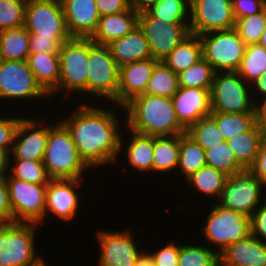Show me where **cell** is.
I'll use <instances>...</instances> for the list:
<instances>
[{
	"label": "cell",
	"instance_id": "cell-1",
	"mask_svg": "<svg viewBox=\"0 0 266 266\" xmlns=\"http://www.w3.org/2000/svg\"><path fill=\"white\" fill-rule=\"evenodd\" d=\"M74 104L76 106L74 109L72 108V113L70 111L67 117L59 116V120L70 131L80 157L93 172L98 168L100 170L102 166L103 169H108L107 166L117 164L121 130H124L123 126H126L124 125L123 107L116 106L117 108H115L113 106L112 110L109 104L110 107L107 109V103L104 104V102L102 104L106 105L104 108L99 102H97L98 105L86 101ZM117 110L122 113L116 112Z\"/></svg>",
	"mask_w": 266,
	"mask_h": 266
},
{
	"label": "cell",
	"instance_id": "cell-2",
	"mask_svg": "<svg viewBox=\"0 0 266 266\" xmlns=\"http://www.w3.org/2000/svg\"><path fill=\"white\" fill-rule=\"evenodd\" d=\"M123 109L125 125L134 132L150 136L186 133L178 120L171 98L145 93L133 97Z\"/></svg>",
	"mask_w": 266,
	"mask_h": 266
},
{
	"label": "cell",
	"instance_id": "cell-3",
	"mask_svg": "<svg viewBox=\"0 0 266 266\" xmlns=\"http://www.w3.org/2000/svg\"><path fill=\"white\" fill-rule=\"evenodd\" d=\"M50 121L49 137L42 160L50 178L85 179L87 175L90 177L87 173L91 168L80 157L70 131L59 119L55 123Z\"/></svg>",
	"mask_w": 266,
	"mask_h": 266
},
{
	"label": "cell",
	"instance_id": "cell-4",
	"mask_svg": "<svg viewBox=\"0 0 266 266\" xmlns=\"http://www.w3.org/2000/svg\"><path fill=\"white\" fill-rule=\"evenodd\" d=\"M87 69L88 97L85 98L87 103L88 100L89 103L90 100L94 102V99L99 97L100 99H96V102L97 100L100 101V104L103 101L107 104L110 102V104L117 106L119 66L106 45L95 44L90 38ZM102 98L103 100H101Z\"/></svg>",
	"mask_w": 266,
	"mask_h": 266
},
{
	"label": "cell",
	"instance_id": "cell-5",
	"mask_svg": "<svg viewBox=\"0 0 266 266\" xmlns=\"http://www.w3.org/2000/svg\"><path fill=\"white\" fill-rule=\"evenodd\" d=\"M58 55L60 60L59 97L62 94L65 95H62L65 100L73 98L72 95L76 96V94L79 98L81 95L87 97L89 38H70L62 45Z\"/></svg>",
	"mask_w": 266,
	"mask_h": 266
},
{
	"label": "cell",
	"instance_id": "cell-6",
	"mask_svg": "<svg viewBox=\"0 0 266 266\" xmlns=\"http://www.w3.org/2000/svg\"><path fill=\"white\" fill-rule=\"evenodd\" d=\"M209 207L211 208L206 213L201 233L207 242L206 246L211 248L213 244V249L218 254L228 245L251 234L250 217L247 215L224 208L217 203Z\"/></svg>",
	"mask_w": 266,
	"mask_h": 266
},
{
	"label": "cell",
	"instance_id": "cell-7",
	"mask_svg": "<svg viewBox=\"0 0 266 266\" xmlns=\"http://www.w3.org/2000/svg\"><path fill=\"white\" fill-rule=\"evenodd\" d=\"M35 223L13 222L0 224V266H30L43 256L36 253Z\"/></svg>",
	"mask_w": 266,
	"mask_h": 266
},
{
	"label": "cell",
	"instance_id": "cell-8",
	"mask_svg": "<svg viewBox=\"0 0 266 266\" xmlns=\"http://www.w3.org/2000/svg\"><path fill=\"white\" fill-rule=\"evenodd\" d=\"M48 99L50 96L36 82L27 60H1L0 62V101L4 104L8 101H17L20 105L22 100L29 106L33 100ZM4 100V101H3ZM21 102V103H20Z\"/></svg>",
	"mask_w": 266,
	"mask_h": 266
},
{
	"label": "cell",
	"instance_id": "cell-9",
	"mask_svg": "<svg viewBox=\"0 0 266 266\" xmlns=\"http://www.w3.org/2000/svg\"><path fill=\"white\" fill-rule=\"evenodd\" d=\"M210 97L211 112H256L251 85L237 72H215Z\"/></svg>",
	"mask_w": 266,
	"mask_h": 266
},
{
	"label": "cell",
	"instance_id": "cell-10",
	"mask_svg": "<svg viewBox=\"0 0 266 266\" xmlns=\"http://www.w3.org/2000/svg\"><path fill=\"white\" fill-rule=\"evenodd\" d=\"M203 58L215 72H236L245 54L246 44L234 28L199 35Z\"/></svg>",
	"mask_w": 266,
	"mask_h": 266
},
{
	"label": "cell",
	"instance_id": "cell-11",
	"mask_svg": "<svg viewBox=\"0 0 266 266\" xmlns=\"http://www.w3.org/2000/svg\"><path fill=\"white\" fill-rule=\"evenodd\" d=\"M14 222L44 225L47 184H34L5 175Z\"/></svg>",
	"mask_w": 266,
	"mask_h": 266
},
{
	"label": "cell",
	"instance_id": "cell-12",
	"mask_svg": "<svg viewBox=\"0 0 266 266\" xmlns=\"http://www.w3.org/2000/svg\"><path fill=\"white\" fill-rule=\"evenodd\" d=\"M24 26L30 38H71L60 0H27Z\"/></svg>",
	"mask_w": 266,
	"mask_h": 266
},
{
	"label": "cell",
	"instance_id": "cell-13",
	"mask_svg": "<svg viewBox=\"0 0 266 266\" xmlns=\"http://www.w3.org/2000/svg\"><path fill=\"white\" fill-rule=\"evenodd\" d=\"M216 203L250 217L262 203V182L249 169L229 175Z\"/></svg>",
	"mask_w": 266,
	"mask_h": 266
},
{
	"label": "cell",
	"instance_id": "cell-14",
	"mask_svg": "<svg viewBox=\"0 0 266 266\" xmlns=\"http://www.w3.org/2000/svg\"><path fill=\"white\" fill-rule=\"evenodd\" d=\"M138 26L143 31L154 60L163 61L190 34L189 22H165L148 11L138 13Z\"/></svg>",
	"mask_w": 266,
	"mask_h": 266
},
{
	"label": "cell",
	"instance_id": "cell-15",
	"mask_svg": "<svg viewBox=\"0 0 266 266\" xmlns=\"http://www.w3.org/2000/svg\"><path fill=\"white\" fill-rule=\"evenodd\" d=\"M96 230L98 266H134L140 254L144 251L136 243L135 234L128 228L121 231L107 230L102 227ZM135 240V241H134ZM139 247V248H138ZM141 249V250H140Z\"/></svg>",
	"mask_w": 266,
	"mask_h": 266
},
{
	"label": "cell",
	"instance_id": "cell-16",
	"mask_svg": "<svg viewBox=\"0 0 266 266\" xmlns=\"http://www.w3.org/2000/svg\"><path fill=\"white\" fill-rule=\"evenodd\" d=\"M86 179H51L46 187V201H45V216L57 218V221H63L64 223L71 222L79 215L80 209H82L83 203H81L83 181ZM82 182V183H81ZM80 189V190H79ZM79 192V193H78ZM81 198H79L80 196ZM81 207V208H80ZM47 215V216H46ZM53 215V216H52ZM59 219V220H58Z\"/></svg>",
	"mask_w": 266,
	"mask_h": 266
},
{
	"label": "cell",
	"instance_id": "cell-17",
	"mask_svg": "<svg viewBox=\"0 0 266 266\" xmlns=\"http://www.w3.org/2000/svg\"><path fill=\"white\" fill-rule=\"evenodd\" d=\"M234 25L232 0H190V33L202 35Z\"/></svg>",
	"mask_w": 266,
	"mask_h": 266
},
{
	"label": "cell",
	"instance_id": "cell-18",
	"mask_svg": "<svg viewBox=\"0 0 266 266\" xmlns=\"http://www.w3.org/2000/svg\"><path fill=\"white\" fill-rule=\"evenodd\" d=\"M37 118L29 115L19 122L7 159L43 160L49 137V122L44 116L43 120Z\"/></svg>",
	"mask_w": 266,
	"mask_h": 266
},
{
	"label": "cell",
	"instance_id": "cell-19",
	"mask_svg": "<svg viewBox=\"0 0 266 266\" xmlns=\"http://www.w3.org/2000/svg\"><path fill=\"white\" fill-rule=\"evenodd\" d=\"M67 31L71 38H91L100 14L95 0H60Z\"/></svg>",
	"mask_w": 266,
	"mask_h": 266
},
{
	"label": "cell",
	"instance_id": "cell-20",
	"mask_svg": "<svg viewBox=\"0 0 266 266\" xmlns=\"http://www.w3.org/2000/svg\"><path fill=\"white\" fill-rule=\"evenodd\" d=\"M171 99L178 120L186 131L199 119L211 114L209 89L179 87Z\"/></svg>",
	"mask_w": 266,
	"mask_h": 266
},
{
	"label": "cell",
	"instance_id": "cell-21",
	"mask_svg": "<svg viewBox=\"0 0 266 266\" xmlns=\"http://www.w3.org/2000/svg\"><path fill=\"white\" fill-rule=\"evenodd\" d=\"M124 129L121 134L118 160L121 161L120 157L122 158L125 154L123 159L127 158L126 163L131 171L133 168V171L135 169L140 174L153 173V136L134 132L126 126Z\"/></svg>",
	"mask_w": 266,
	"mask_h": 266
},
{
	"label": "cell",
	"instance_id": "cell-22",
	"mask_svg": "<svg viewBox=\"0 0 266 266\" xmlns=\"http://www.w3.org/2000/svg\"><path fill=\"white\" fill-rule=\"evenodd\" d=\"M157 62L150 58L119 67L117 106L123 107L133 97L145 94L148 81Z\"/></svg>",
	"mask_w": 266,
	"mask_h": 266
},
{
	"label": "cell",
	"instance_id": "cell-23",
	"mask_svg": "<svg viewBox=\"0 0 266 266\" xmlns=\"http://www.w3.org/2000/svg\"><path fill=\"white\" fill-rule=\"evenodd\" d=\"M219 266H266V243L250 234L219 254Z\"/></svg>",
	"mask_w": 266,
	"mask_h": 266
},
{
	"label": "cell",
	"instance_id": "cell-24",
	"mask_svg": "<svg viewBox=\"0 0 266 266\" xmlns=\"http://www.w3.org/2000/svg\"><path fill=\"white\" fill-rule=\"evenodd\" d=\"M106 46L119 67L127 63L152 58L149 43L138 25L124 37L116 39Z\"/></svg>",
	"mask_w": 266,
	"mask_h": 266
},
{
	"label": "cell",
	"instance_id": "cell-25",
	"mask_svg": "<svg viewBox=\"0 0 266 266\" xmlns=\"http://www.w3.org/2000/svg\"><path fill=\"white\" fill-rule=\"evenodd\" d=\"M59 52L30 53L27 59L36 82L53 100L58 96L60 76ZM54 96V97H53ZM53 97V99H52Z\"/></svg>",
	"mask_w": 266,
	"mask_h": 266
},
{
	"label": "cell",
	"instance_id": "cell-26",
	"mask_svg": "<svg viewBox=\"0 0 266 266\" xmlns=\"http://www.w3.org/2000/svg\"><path fill=\"white\" fill-rule=\"evenodd\" d=\"M138 25V13L131 7L121 13L100 16L97 29L90 38L95 44L108 45L130 33Z\"/></svg>",
	"mask_w": 266,
	"mask_h": 266
},
{
	"label": "cell",
	"instance_id": "cell-27",
	"mask_svg": "<svg viewBox=\"0 0 266 266\" xmlns=\"http://www.w3.org/2000/svg\"><path fill=\"white\" fill-rule=\"evenodd\" d=\"M227 175L215 168L205 165L197 172L193 173L190 177L183 181L187 182L185 189L193 192H199L200 195H204L202 199H209V201L216 202L219 199L221 191L224 188ZM207 197V198H206Z\"/></svg>",
	"mask_w": 266,
	"mask_h": 266
},
{
	"label": "cell",
	"instance_id": "cell-28",
	"mask_svg": "<svg viewBox=\"0 0 266 266\" xmlns=\"http://www.w3.org/2000/svg\"><path fill=\"white\" fill-rule=\"evenodd\" d=\"M180 150V134L153 136V175L176 172ZM170 172V173H169Z\"/></svg>",
	"mask_w": 266,
	"mask_h": 266
},
{
	"label": "cell",
	"instance_id": "cell-29",
	"mask_svg": "<svg viewBox=\"0 0 266 266\" xmlns=\"http://www.w3.org/2000/svg\"><path fill=\"white\" fill-rule=\"evenodd\" d=\"M264 132L255 123L248 131L234 135L226 140L238 162L249 169L256 160Z\"/></svg>",
	"mask_w": 266,
	"mask_h": 266
},
{
	"label": "cell",
	"instance_id": "cell-30",
	"mask_svg": "<svg viewBox=\"0 0 266 266\" xmlns=\"http://www.w3.org/2000/svg\"><path fill=\"white\" fill-rule=\"evenodd\" d=\"M203 58L199 35L190 33L163 60L177 75Z\"/></svg>",
	"mask_w": 266,
	"mask_h": 266
},
{
	"label": "cell",
	"instance_id": "cell-31",
	"mask_svg": "<svg viewBox=\"0 0 266 266\" xmlns=\"http://www.w3.org/2000/svg\"><path fill=\"white\" fill-rule=\"evenodd\" d=\"M206 164L205 150L187 133L180 134V150L176 178L190 177ZM178 176V177H177Z\"/></svg>",
	"mask_w": 266,
	"mask_h": 266
},
{
	"label": "cell",
	"instance_id": "cell-32",
	"mask_svg": "<svg viewBox=\"0 0 266 266\" xmlns=\"http://www.w3.org/2000/svg\"><path fill=\"white\" fill-rule=\"evenodd\" d=\"M30 34L25 26L0 31L2 60H27L30 54Z\"/></svg>",
	"mask_w": 266,
	"mask_h": 266
},
{
	"label": "cell",
	"instance_id": "cell-33",
	"mask_svg": "<svg viewBox=\"0 0 266 266\" xmlns=\"http://www.w3.org/2000/svg\"><path fill=\"white\" fill-rule=\"evenodd\" d=\"M179 89L178 75L163 61L154 65L152 75L148 81L146 94L172 98Z\"/></svg>",
	"mask_w": 266,
	"mask_h": 266
},
{
	"label": "cell",
	"instance_id": "cell-34",
	"mask_svg": "<svg viewBox=\"0 0 266 266\" xmlns=\"http://www.w3.org/2000/svg\"><path fill=\"white\" fill-rule=\"evenodd\" d=\"M7 172L18 180L48 184L51 180L42 160L7 159Z\"/></svg>",
	"mask_w": 266,
	"mask_h": 266
},
{
	"label": "cell",
	"instance_id": "cell-35",
	"mask_svg": "<svg viewBox=\"0 0 266 266\" xmlns=\"http://www.w3.org/2000/svg\"><path fill=\"white\" fill-rule=\"evenodd\" d=\"M199 241L193 244L180 243L178 266H219V254Z\"/></svg>",
	"mask_w": 266,
	"mask_h": 266
},
{
	"label": "cell",
	"instance_id": "cell-36",
	"mask_svg": "<svg viewBox=\"0 0 266 266\" xmlns=\"http://www.w3.org/2000/svg\"><path fill=\"white\" fill-rule=\"evenodd\" d=\"M216 121L224 140L234 135L248 131L256 123V112L247 113H220L210 114Z\"/></svg>",
	"mask_w": 266,
	"mask_h": 266
},
{
	"label": "cell",
	"instance_id": "cell-37",
	"mask_svg": "<svg viewBox=\"0 0 266 266\" xmlns=\"http://www.w3.org/2000/svg\"><path fill=\"white\" fill-rule=\"evenodd\" d=\"M266 71V49L260 44H248L240 67L236 71L251 84Z\"/></svg>",
	"mask_w": 266,
	"mask_h": 266
},
{
	"label": "cell",
	"instance_id": "cell-38",
	"mask_svg": "<svg viewBox=\"0 0 266 266\" xmlns=\"http://www.w3.org/2000/svg\"><path fill=\"white\" fill-rule=\"evenodd\" d=\"M206 164L224 172L227 176L240 173L245 168L238 162L226 141L205 150Z\"/></svg>",
	"mask_w": 266,
	"mask_h": 266
},
{
	"label": "cell",
	"instance_id": "cell-39",
	"mask_svg": "<svg viewBox=\"0 0 266 266\" xmlns=\"http://www.w3.org/2000/svg\"><path fill=\"white\" fill-rule=\"evenodd\" d=\"M186 133L204 150L211 149L225 141L215 119L210 114L199 119Z\"/></svg>",
	"mask_w": 266,
	"mask_h": 266
},
{
	"label": "cell",
	"instance_id": "cell-40",
	"mask_svg": "<svg viewBox=\"0 0 266 266\" xmlns=\"http://www.w3.org/2000/svg\"><path fill=\"white\" fill-rule=\"evenodd\" d=\"M215 71L204 58L190 66L186 71L178 74L179 87L183 88H212Z\"/></svg>",
	"mask_w": 266,
	"mask_h": 266
},
{
	"label": "cell",
	"instance_id": "cell-41",
	"mask_svg": "<svg viewBox=\"0 0 266 266\" xmlns=\"http://www.w3.org/2000/svg\"><path fill=\"white\" fill-rule=\"evenodd\" d=\"M152 16L165 22H189L190 0H158L149 10Z\"/></svg>",
	"mask_w": 266,
	"mask_h": 266
},
{
	"label": "cell",
	"instance_id": "cell-42",
	"mask_svg": "<svg viewBox=\"0 0 266 266\" xmlns=\"http://www.w3.org/2000/svg\"><path fill=\"white\" fill-rule=\"evenodd\" d=\"M266 27V7L259 13L235 20L234 29L246 45L256 44Z\"/></svg>",
	"mask_w": 266,
	"mask_h": 266
},
{
	"label": "cell",
	"instance_id": "cell-43",
	"mask_svg": "<svg viewBox=\"0 0 266 266\" xmlns=\"http://www.w3.org/2000/svg\"><path fill=\"white\" fill-rule=\"evenodd\" d=\"M27 0H0V31L25 25Z\"/></svg>",
	"mask_w": 266,
	"mask_h": 266
},
{
	"label": "cell",
	"instance_id": "cell-44",
	"mask_svg": "<svg viewBox=\"0 0 266 266\" xmlns=\"http://www.w3.org/2000/svg\"><path fill=\"white\" fill-rule=\"evenodd\" d=\"M13 112V115H11V113H7L8 117H6L3 112H0V152L5 154L7 157L12 151L14 137L19 122L26 116L24 114L22 116L19 114L18 116H14L16 112Z\"/></svg>",
	"mask_w": 266,
	"mask_h": 266
},
{
	"label": "cell",
	"instance_id": "cell-45",
	"mask_svg": "<svg viewBox=\"0 0 266 266\" xmlns=\"http://www.w3.org/2000/svg\"><path fill=\"white\" fill-rule=\"evenodd\" d=\"M168 240V243H164V246H160L154 248L155 250L151 249L152 251L146 250L150 253L155 266H178V256L180 253V244L176 243L173 240Z\"/></svg>",
	"mask_w": 266,
	"mask_h": 266
},
{
	"label": "cell",
	"instance_id": "cell-46",
	"mask_svg": "<svg viewBox=\"0 0 266 266\" xmlns=\"http://www.w3.org/2000/svg\"><path fill=\"white\" fill-rule=\"evenodd\" d=\"M266 7V0H232L234 20L261 12Z\"/></svg>",
	"mask_w": 266,
	"mask_h": 266
},
{
	"label": "cell",
	"instance_id": "cell-47",
	"mask_svg": "<svg viewBox=\"0 0 266 266\" xmlns=\"http://www.w3.org/2000/svg\"><path fill=\"white\" fill-rule=\"evenodd\" d=\"M251 234L266 243V205L261 203L250 216Z\"/></svg>",
	"mask_w": 266,
	"mask_h": 266
},
{
	"label": "cell",
	"instance_id": "cell-48",
	"mask_svg": "<svg viewBox=\"0 0 266 266\" xmlns=\"http://www.w3.org/2000/svg\"><path fill=\"white\" fill-rule=\"evenodd\" d=\"M69 39L30 38V53L59 52L62 45Z\"/></svg>",
	"mask_w": 266,
	"mask_h": 266
},
{
	"label": "cell",
	"instance_id": "cell-49",
	"mask_svg": "<svg viewBox=\"0 0 266 266\" xmlns=\"http://www.w3.org/2000/svg\"><path fill=\"white\" fill-rule=\"evenodd\" d=\"M100 16L124 12L130 8V0H95Z\"/></svg>",
	"mask_w": 266,
	"mask_h": 266
},
{
	"label": "cell",
	"instance_id": "cell-50",
	"mask_svg": "<svg viewBox=\"0 0 266 266\" xmlns=\"http://www.w3.org/2000/svg\"><path fill=\"white\" fill-rule=\"evenodd\" d=\"M5 176H0V224L13 223Z\"/></svg>",
	"mask_w": 266,
	"mask_h": 266
},
{
	"label": "cell",
	"instance_id": "cell-51",
	"mask_svg": "<svg viewBox=\"0 0 266 266\" xmlns=\"http://www.w3.org/2000/svg\"><path fill=\"white\" fill-rule=\"evenodd\" d=\"M249 170L256 175L262 183L266 182V138L260 143L255 163Z\"/></svg>",
	"mask_w": 266,
	"mask_h": 266
},
{
	"label": "cell",
	"instance_id": "cell-52",
	"mask_svg": "<svg viewBox=\"0 0 266 266\" xmlns=\"http://www.w3.org/2000/svg\"><path fill=\"white\" fill-rule=\"evenodd\" d=\"M251 93L254 104L266 99V71L251 84Z\"/></svg>",
	"mask_w": 266,
	"mask_h": 266
},
{
	"label": "cell",
	"instance_id": "cell-53",
	"mask_svg": "<svg viewBox=\"0 0 266 266\" xmlns=\"http://www.w3.org/2000/svg\"><path fill=\"white\" fill-rule=\"evenodd\" d=\"M256 110V123L258 127L266 133V99L259 101L255 105Z\"/></svg>",
	"mask_w": 266,
	"mask_h": 266
},
{
	"label": "cell",
	"instance_id": "cell-54",
	"mask_svg": "<svg viewBox=\"0 0 266 266\" xmlns=\"http://www.w3.org/2000/svg\"><path fill=\"white\" fill-rule=\"evenodd\" d=\"M158 0H130V7L137 13L149 10Z\"/></svg>",
	"mask_w": 266,
	"mask_h": 266
},
{
	"label": "cell",
	"instance_id": "cell-55",
	"mask_svg": "<svg viewBox=\"0 0 266 266\" xmlns=\"http://www.w3.org/2000/svg\"><path fill=\"white\" fill-rule=\"evenodd\" d=\"M143 249L144 251L140 254L134 266H155L150 253L146 251L145 247Z\"/></svg>",
	"mask_w": 266,
	"mask_h": 266
},
{
	"label": "cell",
	"instance_id": "cell-56",
	"mask_svg": "<svg viewBox=\"0 0 266 266\" xmlns=\"http://www.w3.org/2000/svg\"><path fill=\"white\" fill-rule=\"evenodd\" d=\"M7 173V156L0 152V176H5Z\"/></svg>",
	"mask_w": 266,
	"mask_h": 266
},
{
	"label": "cell",
	"instance_id": "cell-57",
	"mask_svg": "<svg viewBox=\"0 0 266 266\" xmlns=\"http://www.w3.org/2000/svg\"><path fill=\"white\" fill-rule=\"evenodd\" d=\"M258 44H260L261 46H263L266 49V27L261 34V38H260Z\"/></svg>",
	"mask_w": 266,
	"mask_h": 266
},
{
	"label": "cell",
	"instance_id": "cell-58",
	"mask_svg": "<svg viewBox=\"0 0 266 266\" xmlns=\"http://www.w3.org/2000/svg\"><path fill=\"white\" fill-rule=\"evenodd\" d=\"M46 261H47V259L45 260V257L43 255V257L39 261H37L36 263H34L30 266H48L47 265L48 263Z\"/></svg>",
	"mask_w": 266,
	"mask_h": 266
},
{
	"label": "cell",
	"instance_id": "cell-59",
	"mask_svg": "<svg viewBox=\"0 0 266 266\" xmlns=\"http://www.w3.org/2000/svg\"><path fill=\"white\" fill-rule=\"evenodd\" d=\"M262 203L266 205V182L262 183Z\"/></svg>",
	"mask_w": 266,
	"mask_h": 266
}]
</instances>
